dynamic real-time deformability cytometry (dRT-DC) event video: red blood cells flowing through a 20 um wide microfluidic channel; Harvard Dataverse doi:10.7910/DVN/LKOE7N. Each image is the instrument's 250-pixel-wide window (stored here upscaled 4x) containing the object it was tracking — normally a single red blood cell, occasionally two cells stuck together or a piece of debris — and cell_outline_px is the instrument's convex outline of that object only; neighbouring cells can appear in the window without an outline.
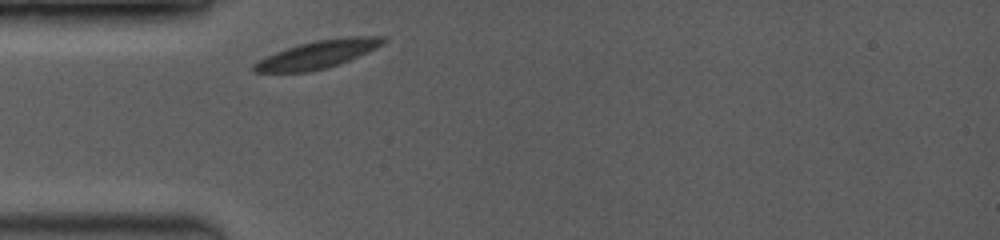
{"species": "common noctule bat (a hibernating species)", "species_latin": "Nyctalus noctula", "temperature_condition": "room temperature", "stored_images_in_passage": 3, "camera_frame_rate_fps": 3500, "um_per_image_px": 0.085, "animal": {"sex": "female", "body_mass_g": 19.0, "forearm_length_mm": 53.3}, "frame": {"image": 1, "passage_image": 1, "time_ms": 0.0, "image_size_px": [1000, 240], "cell_outline_px": [[388, 40], [384, 44], [376, 48], [348, 60], [324, 68], [308, 72], [252, 72], [252, 64], [276, 52], [300, 44], [316, 40], [348, 36], [388, 36]], "centroid_in_image_um": [27.04, 4.61], "position_along_channel_um": 58.0, "area_um2": 20.69}}
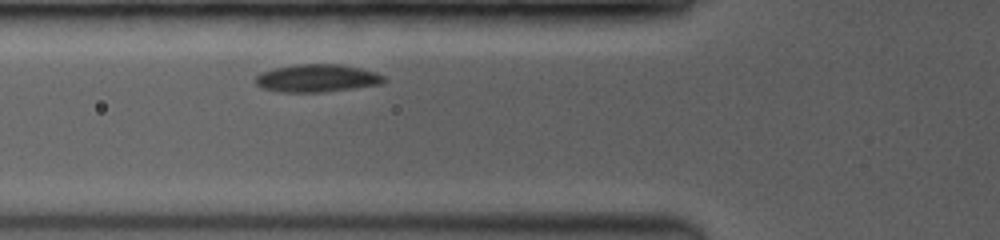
{"frame": {"image": 2, "passage_image": 3, "time_ms": 1.143, "image_size_px": [1000, 240], "cell_outline_px": [[384, 80], [380, 84], [324, 92], [280, 92], [260, 88], [256, 84], [256, 76], [260, 72], [272, 68], [296, 64], [340, 64], [360, 68], [376, 72], [384, 76]], "centroid_in_image_um": [26.89, 6.64], "position_along_channel_um": 98.9, "area_um2": 20.81}}